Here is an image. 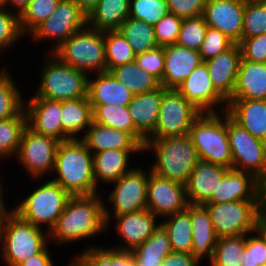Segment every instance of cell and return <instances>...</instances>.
<instances>
[{
	"instance_id": "cell-9",
	"label": "cell",
	"mask_w": 266,
	"mask_h": 266,
	"mask_svg": "<svg viewBox=\"0 0 266 266\" xmlns=\"http://www.w3.org/2000/svg\"><path fill=\"white\" fill-rule=\"evenodd\" d=\"M218 239L254 232L261 223L258 200L206 203Z\"/></svg>"
},
{
	"instance_id": "cell-30",
	"label": "cell",
	"mask_w": 266,
	"mask_h": 266,
	"mask_svg": "<svg viewBox=\"0 0 266 266\" xmlns=\"http://www.w3.org/2000/svg\"><path fill=\"white\" fill-rule=\"evenodd\" d=\"M230 99L266 100V63L241 58L236 85Z\"/></svg>"
},
{
	"instance_id": "cell-3",
	"label": "cell",
	"mask_w": 266,
	"mask_h": 266,
	"mask_svg": "<svg viewBox=\"0 0 266 266\" xmlns=\"http://www.w3.org/2000/svg\"><path fill=\"white\" fill-rule=\"evenodd\" d=\"M144 151L154 153L150 170L159 177L186 184L199 161L196 147L189 134L160 139H146Z\"/></svg>"
},
{
	"instance_id": "cell-12",
	"label": "cell",
	"mask_w": 266,
	"mask_h": 266,
	"mask_svg": "<svg viewBox=\"0 0 266 266\" xmlns=\"http://www.w3.org/2000/svg\"><path fill=\"white\" fill-rule=\"evenodd\" d=\"M61 142L25 128L15 161L35 180L53 175L56 153ZM17 158V159H16Z\"/></svg>"
},
{
	"instance_id": "cell-18",
	"label": "cell",
	"mask_w": 266,
	"mask_h": 266,
	"mask_svg": "<svg viewBox=\"0 0 266 266\" xmlns=\"http://www.w3.org/2000/svg\"><path fill=\"white\" fill-rule=\"evenodd\" d=\"M245 0H206L203 16L208 27L224 33L235 44L242 41Z\"/></svg>"
},
{
	"instance_id": "cell-44",
	"label": "cell",
	"mask_w": 266,
	"mask_h": 266,
	"mask_svg": "<svg viewBox=\"0 0 266 266\" xmlns=\"http://www.w3.org/2000/svg\"><path fill=\"white\" fill-rule=\"evenodd\" d=\"M266 34V0H245L242 40Z\"/></svg>"
},
{
	"instance_id": "cell-54",
	"label": "cell",
	"mask_w": 266,
	"mask_h": 266,
	"mask_svg": "<svg viewBox=\"0 0 266 266\" xmlns=\"http://www.w3.org/2000/svg\"><path fill=\"white\" fill-rule=\"evenodd\" d=\"M201 262L192 254L186 252H171L160 266H200Z\"/></svg>"
},
{
	"instance_id": "cell-60",
	"label": "cell",
	"mask_w": 266,
	"mask_h": 266,
	"mask_svg": "<svg viewBox=\"0 0 266 266\" xmlns=\"http://www.w3.org/2000/svg\"><path fill=\"white\" fill-rule=\"evenodd\" d=\"M73 259L70 264H67V266H88L78 255L74 256Z\"/></svg>"
},
{
	"instance_id": "cell-2",
	"label": "cell",
	"mask_w": 266,
	"mask_h": 266,
	"mask_svg": "<svg viewBox=\"0 0 266 266\" xmlns=\"http://www.w3.org/2000/svg\"><path fill=\"white\" fill-rule=\"evenodd\" d=\"M53 174L54 177L49 179L59 184L70 196L100 193L95 184L93 154L81 139H70L59 144Z\"/></svg>"
},
{
	"instance_id": "cell-7",
	"label": "cell",
	"mask_w": 266,
	"mask_h": 266,
	"mask_svg": "<svg viewBox=\"0 0 266 266\" xmlns=\"http://www.w3.org/2000/svg\"><path fill=\"white\" fill-rule=\"evenodd\" d=\"M52 54L87 75L107 72L104 32L88 26L71 35Z\"/></svg>"
},
{
	"instance_id": "cell-14",
	"label": "cell",
	"mask_w": 266,
	"mask_h": 266,
	"mask_svg": "<svg viewBox=\"0 0 266 266\" xmlns=\"http://www.w3.org/2000/svg\"><path fill=\"white\" fill-rule=\"evenodd\" d=\"M87 26V16L73 0H61L58 7L31 34L36 42L45 40L55 41L49 53H53L71 35ZM55 39V40H54Z\"/></svg>"
},
{
	"instance_id": "cell-33",
	"label": "cell",
	"mask_w": 266,
	"mask_h": 266,
	"mask_svg": "<svg viewBox=\"0 0 266 266\" xmlns=\"http://www.w3.org/2000/svg\"><path fill=\"white\" fill-rule=\"evenodd\" d=\"M93 122L102 126L128 132L142 147L146 139L136 130L127 106L91 104Z\"/></svg>"
},
{
	"instance_id": "cell-35",
	"label": "cell",
	"mask_w": 266,
	"mask_h": 266,
	"mask_svg": "<svg viewBox=\"0 0 266 266\" xmlns=\"http://www.w3.org/2000/svg\"><path fill=\"white\" fill-rule=\"evenodd\" d=\"M160 224L166 230L173 252H186L192 250V222L190 216V204L183 211L170 215Z\"/></svg>"
},
{
	"instance_id": "cell-56",
	"label": "cell",
	"mask_w": 266,
	"mask_h": 266,
	"mask_svg": "<svg viewBox=\"0 0 266 266\" xmlns=\"http://www.w3.org/2000/svg\"><path fill=\"white\" fill-rule=\"evenodd\" d=\"M258 204L261 221L266 222V171L258 179Z\"/></svg>"
},
{
	"instance_id": "cell-39",
	"label": "cell",
	"mask_w": 266,
	"mask_h": 266,
	"mask_svg": "<svg viewBox=\"0 0 266 266\" xmlns=\"http://www.w3.org/2000/svg\"><path fill=\"white\" fill-rule=\"evenodd\" d=\"M80 253L77 255L88 266H136L131 251L117 250L112 246L103 247L91 244Z\"/></svg>"
},
{
	"instance_id": "cell-20",
	"label": "cell",
	"mask_w": 266,
	"mask_h": 266,
	"mask_svg": "<svg viewBox=\"0 0 266 266\" xmlns=\"http://www.w3.org/2000/svg\"><path fill=\"white\" fill-rule=\"evenodd\" d=\"M228 170L229 168L199 160L185 184L188 204H206Z\"/></svg>"
},
{
	"instance_id": "cell-53",
	"label": "cell",
	"mask_w": 266,
	"mask_h": 266,
	"mask_svg": "<svg viewBox=\"0 0 266 266\" xmlns=\"http://www.w3.org/2000/svg\"><path fill=\"white\" fill-rule=\"evenodd\" d=\"M169 13L182 19L203 15L206 0H166Z\"/></svg>"
},
{
	"instance_id": "cell-59",
	"label": "cell",
	"mask_w": 266,
	"mask_h": 266,
	"mask_svg": "<svg viewBox=\"0 0 266 266\" xmlns=\"http://www.w3.org/2000/svg\"><path fill=\"white\" fill-rule=\"evenodd\" d=\"M2 180V179H0ZM2 181H0V222H2L8 215H10L12 212H13V208H10L8 210V208H6V204L5 203V198L3 197V190H4V187L2 185Z\"/></svg>"
},
{
	"instance_id": "cell-51",
	"label": "cell",
	"mask_w": 266,
	"mask_h": 266,
	"mask_svg": "<svg viewBox=\"0 0 266 266\" xmlns=\"http://www.w3.org/2000/svg\"><path fill=\"white\" fill-rule=\"evenodd\" d=\"M147 73L156 77L160 82L164 73V47L158 46L144 53L137 54L134 60Z\"/></svg>"
},
{
	"instance_id": "cell-34",
	"label": "cell",
	"mask_w": 266,
	"mask_h": 266,
	"mask_svg": "<svg viewBox=\"0 0 266 266\" xmlns=\"http://www.w3.org/2000/svg\"><path fill=\"white\" fill-rule=\"evenodd\" d=\"M171 252L168 234L161 224L143 244L131 251L136 266H160Z\"/></svg>"
},
{
	"instance_id": "cell-8",
	"label": "cell",
	"mask_w": 266,
	"mask_h": 266,
	"mask_svg": "<svg viewBox=\"0 0 266 266\" xmlns=\"http://www.w3.org/2000/svg\"><path fill=\"white\" fill-rule=\"evenodd\" d=\"M71 196L55 182L48 179L13 207L21 219L50 232L62 214ZM43 224L44 227H43Z\"/></svg>"
},
{
	"instance_id": "cell-47",
	"label": "cell",
	"mask_w": 266,
	"mask_h": 266,
	"mask_svg": "<svg viewBox=\"0 0 266 266\" xmlns=\"http://www.w3.org/2000/svg\"><path fill=\"white\" fill-rule=\"evenodd\" d=\"M169 13L166 0H130L129 17L154 26Z\"/></svg>"
},
{
	"instance_id": "cell-37",
	"label": "cell",
	"mask_w": 266,
	"mask_h": 266,
	"mask_svg": "<svg viewBox=\"0 0 266 266\" xmlns=\"http://www.w3.org/2000/svg\"><path fill=\"white\" fill-rule=\"evenodd\" d=\"M27 127V116L23 109L17 116L0 121V161L15 159ZM3 158V159H2Z\"/></svg>"
},
{
	"instance_id": "cell-26",
	"label": "cell",
	"mask_w": 266,
	"mask_h": 266,
	"mask_svg": "<svg viewBox=\"0 0 266 266\" xmlns=\"http://www.w3.org/2000/svg\"><path fill=\"white\" fill-rule=\"evenodd\" d=\"M163 86L133 96L127 105L136 130L147 139L155 130L160 105L163 97Z\"/></svg>"
},
{
	"instance_id": "cell-21",
	"label": "cell",
	"mask_w": 266,
	"mask_h": 266,
	"mask_svg": "<svg viewBox=\"0 0 266 266\" xmlns=\"http://www.w3.org/2000/svg\"><path fill=\"white\" fill-rule=\"evenodd\" d=\"M241 58V47L234 44L225 52L204 61L214 87L227 101L233 95Z\"/></svg>"
},
{
	"instance_id": "cell-45",
	"label": "cell",
	"mask_w": 266,
	"mask_h": 266,
	"mask_svg": "<svg viewBox=\"0 0 266 266\" xmlns=\"http://www.w3.org/2000/svg\"><path fill=\"white\" fill-rule=\"evenodd\" d=\"M242 266H266V222L261 221L254 232L246 234Z\"/></svg>"
},
{
	"instance_id": "cell-31",
	"label": "cell",
	"mask_w": 266,
	"mask_h": 266,
	"mask_svg": "<svg viewBox=\"0 0 266 266\" xmlns=\"http://www.w3.org/2000/svg\"><path fill=\"white\" fill-rule=\"evenodd\" d=\"M92 122L93 108L88 96L61 101L62 129L70 139H81L79 133H86Z\"/></svg>"
},
{
	"instance_id": "cell-10",
	"label": "cell",
	"mask_w": 266,
	"mask_h": 266,
	"mask_svg": "<svg viewBox=\"0 0 266 266\" xmlns=\"http://www.w3.org/2000/svg\"><path fill=\"white\" fill-rule=\"evenodd\" d=\"M149 170L135 167L132 171L111 183L113 190L108 196V205L104 203L105 217L136 213L147 209V184Z\"/></svg>"
},
{
	"instance_id": "cell-23",
	"label": "cell",
	"mask_w": 266,
	"mask_h": 266,
	"mask_svg": "<svg viewBox=\"0 0 266 266\" xmlns=\"http://www.w3.org/2000/svg\"><path fill=\"white\" fill-rule=\"evenodd\" d=\"M258 200V179L251 173L229 169L207 203Z\"/></svg>"
},
{
	"instance_id": "cell-36",
	"label": "cell",
	"mask_w": 266,
	"mask_h": 266,
	"mask_svg": "<svg viewBox=\"0 0 266 266\" xmlns=\"http://www.w3.org/2000/svg\"><path fill=\"white\" fill-rule=\"evenodd\" d=\"M109 72L134 95L149 92L161 86L156 77L140 68L135 61L114 67Z\"/></svg>"
},
{
	"instance_id": "cell-5",
	"label": "cell",
	"mask_w": 266,
	"mask_h": 266,
	"mask_svg": "<svg viewBox=\"0 0 266 266\" xmlns=\"http://www.w3.org/2000/svg\"><path fill=\"white\" fill-rule=\"evenodd\" d=\"M189 136L199 160L232 169L226 111L201 113L193 121Z\"/></svg>"
},
{
	"instance_id": "cell-27",
	"label": "cell",
	"mask_w": 266,
	"mask_h": 266,
	"mask_svg": "<svg viewBox=\"0 0 266 266\" xmlns=\"http://www.w3.org/2000/svg\"><path fill=\"white\" fill-rule=\"evenodd\" d=\"M88 76L87 96L90 104H112L127 106L134 94L120 83L110 72H102Z\"/></svg>"
},
{
	"instance_id": "cell-22",
	"label": "cell",
	"mask_w": 266,
	"mask_h": 266,
	"mask_svg": "<svg viewBox=\"0 0 266 266\" xmlns=\"http://www.w3.org/2000/svg\"><path fill=\"white\" fill-rule=\"evenodd\" d=\"M164 73L161 86L176 89L202 63L198 51L176 44L164 46Z\"/></svg>"
},
{
	"instance_id": "cell-38",
	"label": "cell",
	"mask_w": 266,
	"mask_h": 266,
	"mask_svg": "<svg viewBox=\"0 0 266 266\" xmlns=\"http://www.w3.org/2000/svg\"><path fill=\"white\" fill-rule=\"evenodd\" d=\"M0 69V121L17 116L24 109L23 95L9 68Z\"/></svg>"
},
{
	"instance_id": "cell-29",
	"label": "cell",
	"mask_w": 266,
	"mask_h": 266,
	"mask_svg": "<svg viewBox=\"0 0 266 266\" xmlns=\"http://www.w3.org/2000/svg\"><path fill=\"white\" fill-rule=\"evenodd\" d=\"M136 152L140 154L143 150L110 149L94 154L93 171L96 186L98 187L101 181L110 184L132 171L135 166H130V155Z\"/></svg>"
},
{
	"instance_id": "cell-48",
	"label": "cell",
	"mask_w": 266,
	"mask_h": 266,
	"mask_svg": "<svg viewBox=\"0 0 266 266\" xmlns=\"http://www.w3.org/2000/svg\"><path fill=\"white\" fill-rule=\"evenodd\" d=\"M23 37L25 36L20 29L19 16L13 10L0 9V54L6 53L10 47L13 48L15 42Z\"/></svg>"
},
{
	"instance_id": "cell-43",
	"label": "cell",
	"mask_w": 266,
	"mask_h": 266,
	"mask_svg": "<svg viewBox=\"0 0 266 266\" xmlns=\"http://www.w3.org/2000/svg\"><path fill=\"white\" fill-rule=\"evenodd\" d=\"M61 0H30L27 8L19 16L21 32L30 35L56 10Z\"/></svg>"
},
{
	"instance_id": "cell-41",
	"label": "cell",
	"mask_w": 266,
	"mask_h": 266,
	"mask_svg": "<svg viewBox=\"0 0 266 266\" xmlns=\"http://www.w3.org/2000/svg\"><path fill=\"white\" fill-rule=\"evenodd\" d=\"M245 247L246 235L218 239L209 266H242Z\"/></svg>"
},
{
	"instance_id": "cell-50",
	"label": "cell",
	"mask_w": 266,
	"mask_h": 266,
	"mask_svg": "<svg viewBox=\"0 0 266 266\" xmlns=\"http://www.w3.org/2000/svg\"><path fill=\"white\" fill-rule=\"evenodd\" d=\"M182 20V18L177 17L175 14L168 13L154 25V33L158 46L164 47L176 44Z\"/></svg>"
},
{
	"instance_id": "cell-40",
	"label": "cell",
	"mask_w": 266,
	"mask_h": 266,
	"mask_svg": "<svg viewBox=\"0 0 266 266\" xmlns=\"http://www.w3.org/2000/svg\"><path fill=\"white\" fill-rule=\"evenodd\" d=\"M119 31L127 39L136 55L158 47L154 26L141 20L128 17Z\"/></svg>"
},
{
	"instance_id": "cell-49",
	"label": "cell",
	"mask_w": 266,
	"mask_h": 266,
	"mask_svg": "<svg viewBox=\"0 0 266 266\" xmlns=\"http://www.w3.org/2000/svg\"><path fill=\"white\" fill-rule=\"evenodd\" d=\"M234 44L235 43L221 31L208 27L206 36L198 52L202 61H206L225 52Z\"/></svg>"
},
{
	"instance_id": "cell-57",
	"label": "cell",
	"mask_w": 266,
	"mask_h": 266,
	"mask_svg": "<svg viewBox=\"0 0 266 266\" xmlns=\"http://www.w3.org/2000/svg\"><path fill=\"white\" fill-rule=\"evenodd\" d=\"M80 8V10L88 17L95 9L100 0H73Z\"/></svg>"
},
{
	"instance_id": "cell-15",
	"label": "cell",
	"mask_w": 266,
	"mask_h": 266,
	"mask_svg": "<svg viewBox=\"0 0 266 266\" xmlns=\"http://www.w3.org/2000/svg\"><path fill=\"white\" fill-rule=\"evenodd\" d=\"M175 90L201 113L224 112L227 109L228 101L214 87L204 61Z\"/></svg>"
},
{
	"instance_id": "cell-24",
	"label": "cell",
	"mask_w": 266,
	"mask_h": 266,
	"mask_svg": "<svg viewBox=\"0 0 266 266\" xmlns=\"http://www.w3.org/2000/svg\"><path fill=\"white\" fill-rule=\"evenodd\" d=\"M226 112L253 137L266 142V100L229 99Z\"/></svg>"
},
{
	"instance_id": "cell-25",
	"label": "cell",
	"mask_w": 266,
	"mask_h": 266,
	"mask_svg": "<svg viewBox=\"0 0 266 266\" xmlns=\"http://www.w3.org/2000/svg\"><path fill=\"white\" fill-rule=\"evenodd\" d=\"M81 140L94 155L110 149L143 150V147L126 131L92 122Z\"/></svg>"
},
{
	"instance_id": "cell-1",
	"label": "cell",
	"mask_w": 266,
	"mask_h": 266,
	"mask_svg": "<svg viewBox=\"0 0 266 266\" xmlns=\"http://www.w3.org/2000/svg\"><path fill=\"white\" fill-rule=\"evenodd\" d=\"M100 195L98 193L90 196H71L49 232L50 243L62 246L106 233L105 201Z\"/></svg>"
},
{
	"instance_id": "cell-61",
	"label": "cell",
	"mask_w": 266,
	"mask_h": 266,
	"mask_svg": "<svg viewBox=\"0 0 266 266\" xmlns=\"http://www.w3.org/2000/svg\"><path fill=\"white\" fill-rule=\"evenodd\" d=\"M8 0H0V9H7Z\"/></svg>"
},
{
	"instance_id": "cell-32",
	"label": "cell",
	"mask_w": 266,
	"mask_h": 266,
	"mask_svg": "<svg viewBox=\"0 0 266 266\" xmlns=\"http://www.w3.org/2000/svg\"><path fill=\"white\" fill-rule=\"evenodd\" d=\"M130 0H100L87 17V26L99 31L119 30L129 17Z\"/></svg>"
},
{
	"instance_id": "cell-28",
	"label": "cell",
	"mask_w": 266,
	"mask_h": 266,
	"mask_svg": "<svg viewBox=\"0 0 266 266\" xmlns=\"http://www.w3.org/2000/svg\"><path fill=\"white\" fill-rule=\"evenodd\" d=\"M192 222V250L191 254L201 263L204 258L212 259L217 236L214 231L209 212L204 205L190 204Z\"/></svg>"
},
{
	"instance_id": "cell-4",
	"label": "cell",
	"mask_w": 266,
	"mask_h": 266,
	"mask_svg": "<svg viewBox=\"0 0 266 266\" xmlns=\"http://www.w3.org/2000/svg\"><path fill=\"white\" fill-rule=\"evenodd\" d=\"M49 232L12 212L0 222V257L5 266H18L41 252L49 243Z\"/></svg>"
},
{
	"instance_id": "cell-13",
	"label": "cell",
	"mask_w": 266,
	"mask_h": 266,
	"mask_svg": "<svg viewBox=\"0 0 266 266\" xmlns=\"http://www.w3.org/2000/svg\"><path fill=\"white\" fill-rule=\"evenodd\" d=\"M227 132L232 153V169L259 179L266 171V142L253 137L227 114Z\"/></svg>"
},
{
	"instance_id": "cell-42",
	"label": "cell",
	"mask_w": 266,
	"mask_h": 266,
	"mask_svg": "<svg viewBox=\"0 0 266 266\" xmlns=\"http://www.w3.org/2000/svg\"><path fill=\"white\" fill-rule=\"evenodd\" d=\"M106 70L134 62L136 54L119 30L104 31Z\"/></svg>"
},
{
	"instance_id": "cell-55",
	"label": "cell",
	"mask_w": 266,
	"mask_h": 266,
	"mask_svg": "<svg viewBox=\"0 0 266 266\" xmlns=\"http://www.w3.org/2000/svg\"><path fill=\"white\" fill-rule=\"evenodd\" d=\"M47 245L41 252L31 256L18 266H55L53 263V256L49 253L50 250Z\"/></svg>"
},
{
	"instance_id": "cell-11",
	"label": "cell",
	"mask_w": 266,
	"mask_h": 266,
	"mask_svg": "<svg viewBox=\"0 0 266 266\" xmlns=\"http://www.w3.org/2000/svg\"><path fill=\"white\" fill-rule=\"evenodd\" d=\"M201 114L175 89L163 88V97L156 128L147 139L183 136L189 134L193 121Z\"/></svg>"
},
{
	"instance_id": "cell-6",
	"label": "cell",
	"mask_w": 266,
	"mask_h": 266,
	"mask_svg": "<svg viewBox=\"0 0 266 266\" xmlns=\"http://www.w3.org/2000/svg\"><path fill=\"white\" fill-rule=\"evenodd\" d=\"M45 61L40 65V83L31 98L61 102L87 97L88 75L85 72L62 63L50 53Z\"/></svg>"
},
{
	"instance_id": "cell-19",
	"label": "cell",
	"mask_w": 266,
	"mask_h": 266,
	"mask_svg": "<svg viewBox=\"0 0 266 266\" xmlns=\"http://www.w3.org/2000/svg\"><path fill=\"white\" fill-rule=\"evenodd\" d=\"M25 101L27 126L30 129L60 142L70 140L62 129L60 101L44 98H30Z\"/></svg>"
},
{
	"instance_id": "cell-52",
	"label": "cell",
	"mask_w": 266,
	"mask_h": 266,
	"mask_svg": "<svg viewBox=\"0 0 266 266\" xmlns=\"http://www.w3.org/2000/svg\"><path fill=\"white\" fill-rule=\"evenodd\" d=\"M239 45L244 60L266 63V34L244 38Z\"/></svg>"
},
{
	"instance_id": "cell-16",
	"label": "cell",
	"mask_w": 266,
	"mask_h": 266,
	"mask_svg": "<svg viewBox=\"0 0 266 266\" xmlns=\"http://www.w3.org/2000/svg\"><path fill=\"white\" fill-rule=\"evenodd\" d=\"M185 185L152 173L149 168L147 184V210L161 221L188 206Z\"/></svg>"
},
{
	"instance_id": "cell-58",
	"label": "cell",
	"mask_w": 266,
	"mask_h": 266,
	"mask_svg": "<svg viewBox=\"0 0 266 266\" xmlns=\"http://www.w3.org/2000/svg\"><path fill=\"white\" fill-rule=\"evenodd\" d=\"M29 2L30 0H8L7 9L10 10L11 8L12 10V8H14L13 12L20 16L22 12L27 8Z\"/></svg>"
},
{
	"instance_id": "cell-17",
	"label": "cell",
	"mask_w": 266,
	"mask_h": 266,
	"mask_svg": "<svg viewBox=\"0 0 266 266\" xmlns=\"http://www.w3.org/2000/svg\"><path fill=\"white\" fill-rule=\"evenodd\" d=\"M114 220L115 231L123 242L113 248L121 251H132L143 244L159 226L158 217L145 209L136 213L122 214L116 217H105L107 228L111 219ZM157 218V219H156ZM116 222V224H115Z\"/></svg>"
},
{
	"instance_id": "cell-46",
	"label": "cell",
	"mask_w": 266,
	"mask_h": 266,
	"mask_svg": "<svg viewBox=\"0 0 266 266\" xmlns=\"http://www.w3.org/2000/svg\"><path fill=\"white\" fill-rule=\"evenodd\" d=\"M208 25L203 15L182 20L176 43L185 48L199 51L206 36Z\"/></svg>"
}]
</instances>
